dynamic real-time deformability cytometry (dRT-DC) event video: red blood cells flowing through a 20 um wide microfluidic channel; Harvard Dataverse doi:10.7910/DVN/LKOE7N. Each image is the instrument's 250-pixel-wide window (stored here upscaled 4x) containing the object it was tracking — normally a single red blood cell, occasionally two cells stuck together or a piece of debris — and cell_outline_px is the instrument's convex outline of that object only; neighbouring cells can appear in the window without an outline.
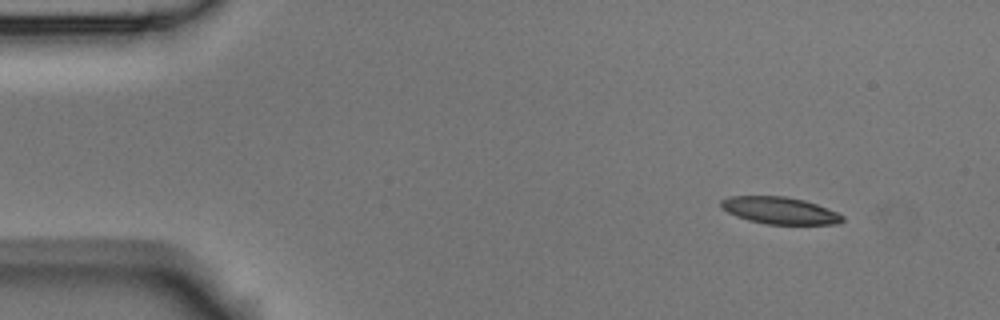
{"species": "Egyptian fruit bat (a non-hibernating species)", "species_latin": "Rousettus aegyptiacus", "temperature_condition": "room temperature", "stored_images_in_passage": 4, "camera_frame_rate_fps": 3000, "um_per_image_px": 0.085, "animal": {"sex": "male"}, "frame": {"image": 1, "passage_image": 1, "time_ms": 0.0, "image_size_px": [1000, 320], "cell_outline_px": [[844, 220], [836, 224], [768, 224], [748, 220], [736, 216], [720, 208], [720, 200], [732, 196], [784, 196], [804, 200], [816, 204], [836, 212], [844, 216]], "centroid_in_image_um": [66.25, 17.89], "position_along_channel_um": 18.8, "area_um2": 19.02}}
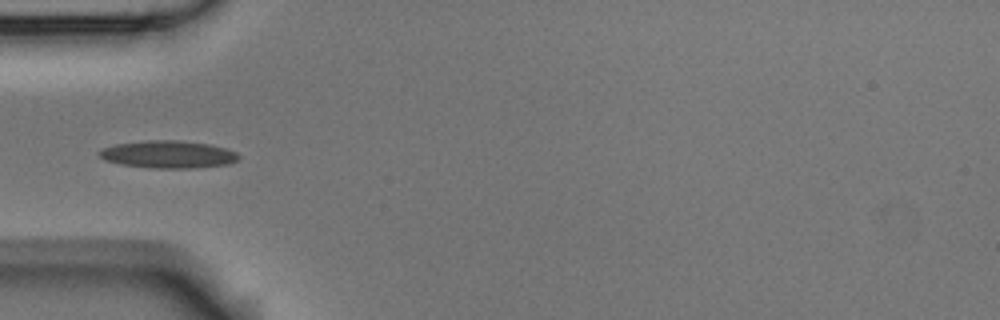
{"frame": {"image": 2, "passage_image": 4, "time_ms": 4.0, "image_size_px": [1000, 320], "cell_outline_px": [[240, 156], [236, 160], [228, 164], [196, 168], [152, 168], [120, 164], [104, 160], [96, 152], [104, 148], [116, 144], [144, 140], [176, 140], [208, 144], [224, 148], [236, 152]], "centroid_in_image_um": [14.26, 13.12], "position_along_channel_um": 70.7, "area_um2": 22.25}}